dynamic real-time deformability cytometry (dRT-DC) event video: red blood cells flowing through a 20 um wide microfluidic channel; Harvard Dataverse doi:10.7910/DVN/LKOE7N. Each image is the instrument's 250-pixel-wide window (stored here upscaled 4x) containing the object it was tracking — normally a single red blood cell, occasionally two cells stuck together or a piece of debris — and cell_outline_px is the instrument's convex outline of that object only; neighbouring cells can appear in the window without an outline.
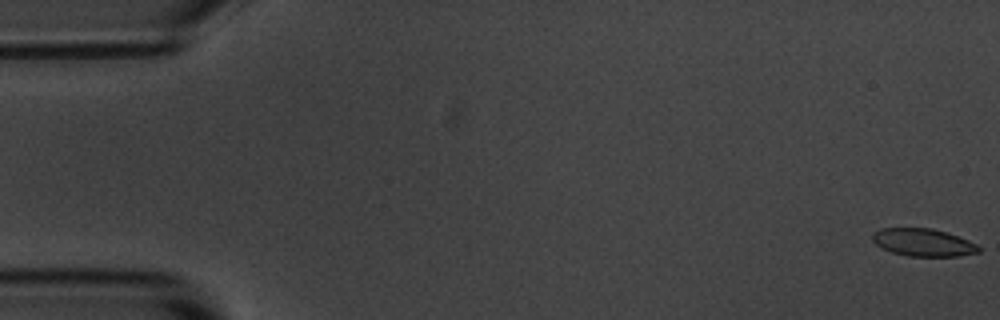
{"species": "common noctule bat (a hibernating species)", "species_latin": "Nyctalus noctula", "temperature_condition": "room temperature", "stored_images_in_passage": 6, "camera_frame_rate_fps": 3000, "um_per_image_px": 0.085, "animal": {"sex": "male", "body_mass_g": 20.1, "forearm_length_mm": 53.5}, "frame": {"image": 1, "passage_image": 1, "time_ms": 0.0, "image_size_px": [1000, 320], "cell_outline_px": [[980, 252], [960, 256], [908, 256], [892, 252], [880, 248], [872, 240], [872, 232], [880, 228], [932, 228], [968, 240], [976, 244], [980, 248]], "centroid_in_image_um": [78.43, 20.61], "position_along_channel_um": 6.6, "area_um2": 17.11}}